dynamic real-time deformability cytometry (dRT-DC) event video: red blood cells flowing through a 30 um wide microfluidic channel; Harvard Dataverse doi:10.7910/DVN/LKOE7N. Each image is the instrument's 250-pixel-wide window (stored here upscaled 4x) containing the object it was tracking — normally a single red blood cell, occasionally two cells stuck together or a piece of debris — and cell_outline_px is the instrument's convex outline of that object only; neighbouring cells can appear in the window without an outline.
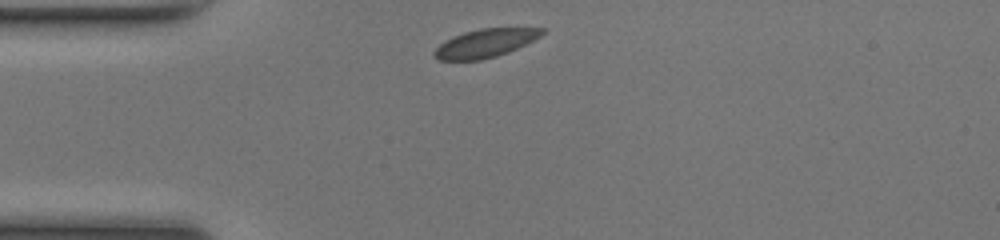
{"species": "common noctule bat (a hibernating species)", "species_latin": "Nyctalus noctula", "temperature_condition": "room temperature", "stored_images_in_passage": 31, "camera_frame_rate_fps": 3000, "um_per_image_px": 0.085, "animal": {"sex": "female", "body_mass_g": 17.0, "forearm_length_mm": 48.0}, "frame": {"image": 1, "passage_image": 1, "time_ms": 0.0, "image_size_px": [1000, 240], "cell_outline_px": [[548, 28], [540, 36], [508, 52], [496, 56], [480, 60], [436, 60], [432, 56], [432, 52], [444, 40], [464, 32], [480, 28]], "centroid_in_image_um": [41.19, 3.67], "position_along_channel_um": 43.8, "area_um2": 17.74}}
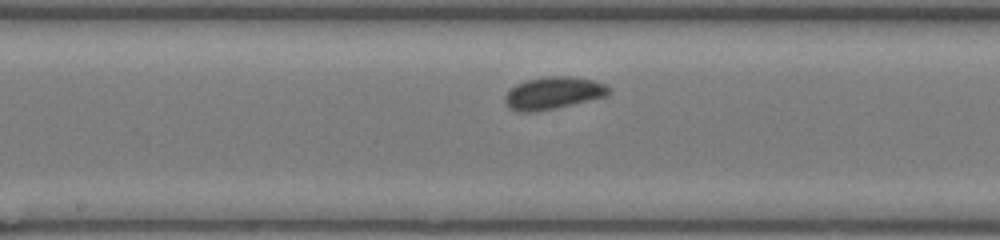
{"frame": {"image": 2, "passage_image": 14, "time_ms": 4.333, "image_size_px": [1000, 240], "cell_outline_px": [[608, 96], [556, 108], [536, 112], [516, 112], [508, 108], [504, 100], [504, 96], [516, 84], [524, 80], [548, 76], [568, 76], [596, 80], [604, 84], [608, 88]], "centroid_in_image_um": [46.99, 7.92], "position_along_channel_um": 201.2, "area_um2": 19.71}}
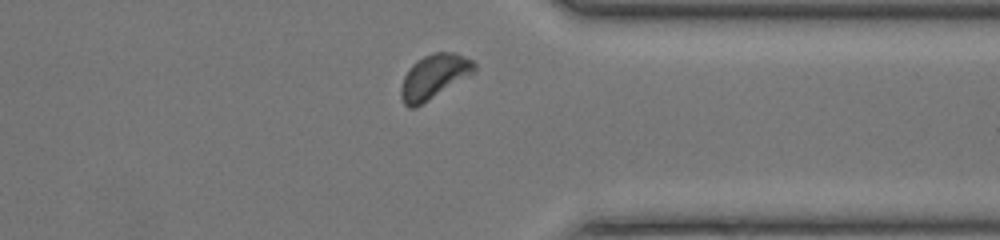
{"frame": {"image": 3, "passage_image": 27, "time_ms": 8.667, "image_size_px": [1000, 240], "cell_outline_px": [[476, 72], [416, 108], [408, 108], [404, 104], [400, 96], [400, 88], [404, 76], [412, 64], [416, 60], [432, 52], [456, 52], [472, 60], [476, 64]], "centroid_in_image_um": [36.89, 6.51], "position_along_channel_um": 374.5, "area_um2": 19.25}}